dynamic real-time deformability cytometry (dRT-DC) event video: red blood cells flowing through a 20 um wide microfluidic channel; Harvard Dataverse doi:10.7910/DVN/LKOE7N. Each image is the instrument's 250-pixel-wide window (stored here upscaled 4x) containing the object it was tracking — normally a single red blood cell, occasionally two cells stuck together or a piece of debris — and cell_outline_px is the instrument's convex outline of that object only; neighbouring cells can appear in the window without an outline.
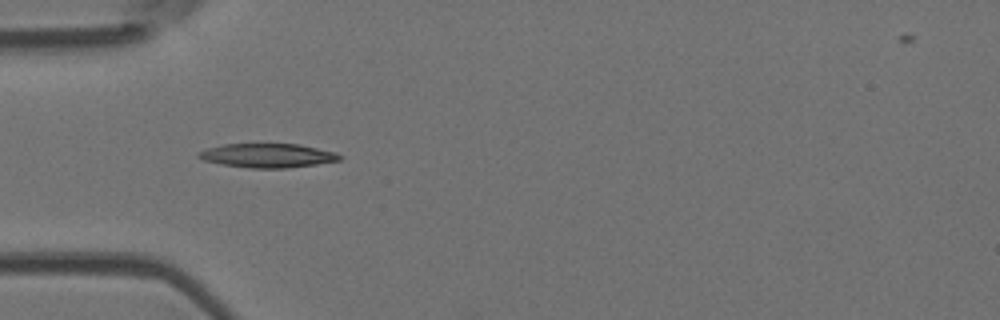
{"species": "Egyptian fruit bat (a non-hibernating species)", "species_latin": "Rousettus aegyptiacus", "temperature_condition": "room temperature", "stored_images_in_passage": 5, "camera_frame_rate_fps": 3000, "um_per_image_px": 0.085, "animal": {"sex": "female"}, "frame": {"image": 1, "passage_image": 4, "time_ms": 3.667, "image_size_px": [1000, 320], "cell_outline_px": [[344, 156], [340, 160], [316, 164], [288, 168], [252, 168], [220, 164], [204, 160], [196, 156], [196, 152], [208, 148], [224, 144], [300, 144], [336, 152]], "centroid_in_image_um": [22.75, 13.22], "position_along_channel_um": 62.2, "area_um2": 19.83}}
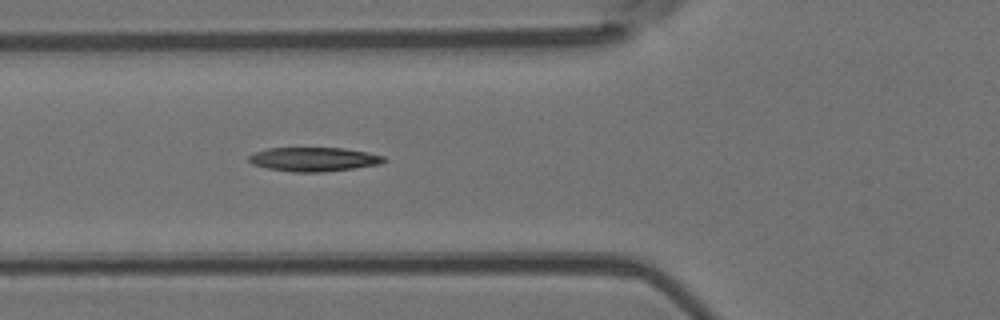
{"frame": {"image": 2, "passage_image": 5, "time_ms": 4.667, "image_size_px": [1000, 320], "cell_outline_px": [[388, 160], [380, 164], [356, 168], [324, 172], [292, 172], [268, 168], [252, 164], [248, 160], [248, 156], [256, 152], [268, 148], [344, 148], [384, 156]], "centroid_in_image_um": [26.68, 13.54], "position_along_channel_um": 99.1, "area_um2": 18.9}}